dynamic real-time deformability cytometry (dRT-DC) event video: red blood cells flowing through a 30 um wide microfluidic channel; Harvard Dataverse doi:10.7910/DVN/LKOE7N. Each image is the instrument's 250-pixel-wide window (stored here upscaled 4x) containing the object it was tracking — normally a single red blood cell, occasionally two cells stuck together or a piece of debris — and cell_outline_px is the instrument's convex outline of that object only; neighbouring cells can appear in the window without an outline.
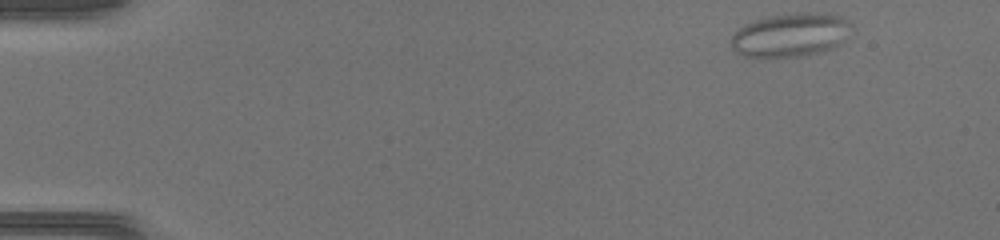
{"species": "common noctule bat (a hibernating species)", "species_latin": "Nyctalus noctula", "temperature_condition": "warm", "stored_images_in_passage": 42, "camera_frame_rate_fps": 3000, "um_per_image_px": 0.085, "animal": {"sex": "female", "body_mass_g": 17.0, "forearm_length_mm": 48.0}, "frame": {"image": 1, "passage_image": 1, "time_ms": 0.0, "image_size_px": [1000, 240], "cell_outline_px": [[856, 28], [840, 44], [832, 48], [820, 52], [800, 56], [744, 56], [736, 52], [732, 48], [732, 36], [744, 24], [768, 16], [796, 12], [828, 12], [840, 16], [848, 20]], "centroid_in_image_um": [67.29, 2.93], "position_along_channel_um": 17.7, "area_um2": 30.87}}
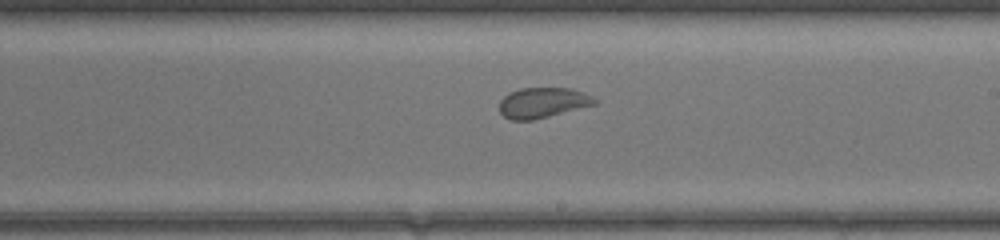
{"frame": {"image": 2, "passage_image": 24, "time_ms": 7.667, "image_size_px": [1000, 240], "cell_outline_px": [[596, 104], [532, 120], [512, 120], [504, 116], [500, 112], [500, 100], [508, 92], [520, 88], [572, 88], [592, 96], [596, 100]], "centroid_in_image_um": [46.1, 8.71], "position_along_channel_um": 242.9, "area_um2": 16.7}}
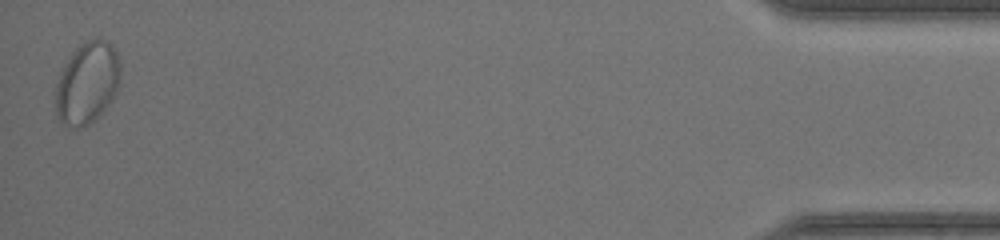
{"frame": {"image": 3, "passage_image": 42, "time_ms": 13.667, "image_size_px": [1000, 240], "cell_outline_px": [[120, 80], [116, 92], [112, 100], [88, 124], [80, 128], [72, 128], [64, 124], [56, 116], [56, 84], [60, 72], [64, 64], [72, 52], [80, 44], [96, 36], [112, 44], [116, 52], [120, 64]], "centroid_in_image_um": [7.41, 7.02], "position_along_channel_um": 427.8, "area_um2": 30.92}}